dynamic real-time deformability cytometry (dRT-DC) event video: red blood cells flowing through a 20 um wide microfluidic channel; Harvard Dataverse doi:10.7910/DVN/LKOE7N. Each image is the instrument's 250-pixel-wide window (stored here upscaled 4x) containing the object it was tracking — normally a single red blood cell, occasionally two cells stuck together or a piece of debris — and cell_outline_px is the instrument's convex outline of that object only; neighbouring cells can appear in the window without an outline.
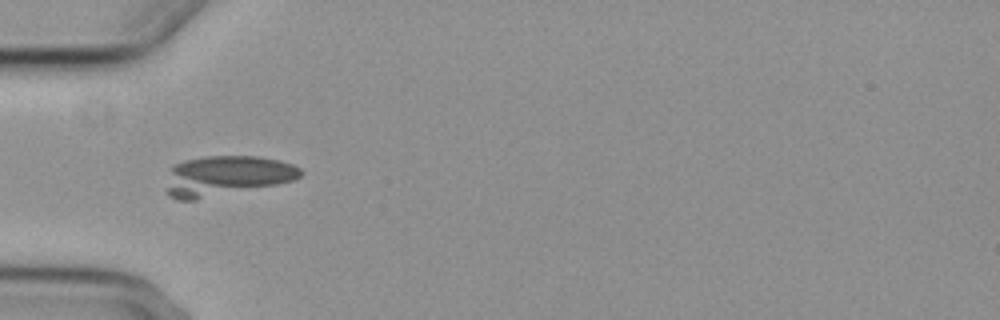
{"species": "common noctule bat (a hibernating species)", "species_latin": "Nyctalus noctula", "temperature_condition": "cold", "stored_images_in_passage": 4, "camera_frame_rate_fps": 3000, "um_per_image_px": 0.085, "animal": {"sex": "female", "body_mass_g": 29.2, "forearm_length_mm": 56.3}, "frame": {"image": 1, "passage_image": 3, "time_ms": 2.333, "image_size_px": [1000, 320], "cell_outline_px": [[304, 172], [300, 176], [292, 180], [276, 184], [196, 200], [180, 200], [168, 196], [164, 192], [172, 168], [176, 164], [184, 160], [208, 156], [256, 156], [280, 160], [292, 164], [300, 168]], "centroid_in_image_um": [19.23, 14.95], "position_along_channel_um": 65.8, "area_um2": 31.21}}
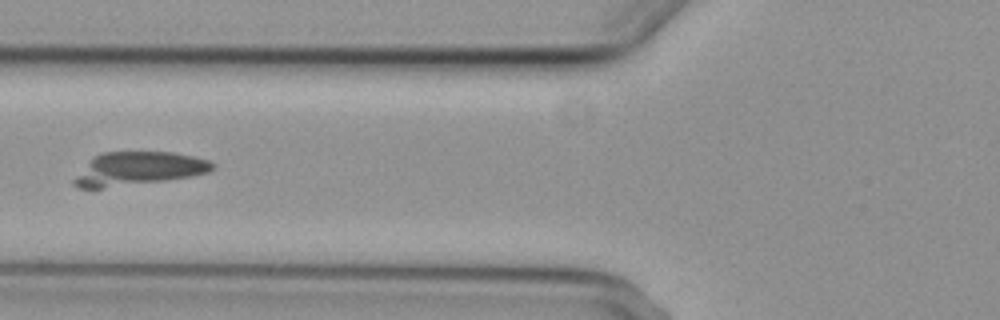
{"frame": {"image": 2, "passage_image": 4, "time_ms": 3.667, "image_size_px": [1000, 320], "cell_outline_px": [[216, 168], [208, 172], [192, 176], [164, 180], [100, 188], [80, 188], [72, 184], [72, 180], [96, 156], [104, 152], [172, 152], [192, 156], [208, 160], [216, 164]], "centroid_in_image_um": [11.81, 14.34], "position_along_channel_um": 114.0, "area_um2": 26.36}}